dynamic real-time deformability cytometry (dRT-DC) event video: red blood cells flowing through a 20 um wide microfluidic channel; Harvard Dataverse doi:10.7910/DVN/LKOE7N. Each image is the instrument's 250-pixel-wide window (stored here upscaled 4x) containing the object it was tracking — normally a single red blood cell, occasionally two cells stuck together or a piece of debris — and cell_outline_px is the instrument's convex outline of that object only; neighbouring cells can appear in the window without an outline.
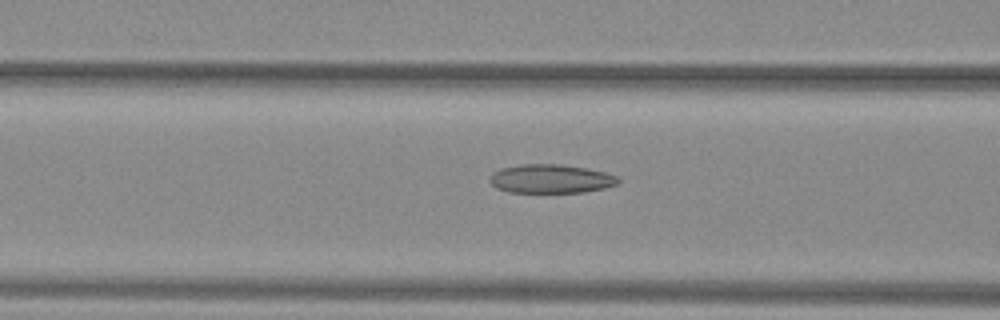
{"species": "common noctule bat (a hibernating species)", "species_latin": "Nyctalus noctula", "temperature_condition": "warm", "stored_images_in_passage": 38, "camera_frame_rate_fps": 3000, "um_per_image_px": 0.085, "animal": {"sex": "female", "body_mass_g": 29.2, "forearm_length_mm": 56.3}, "frame": {"image": 1, "passage_image": 17, "time_ms": 5.333, "image_size_px": [1000, 320], "cell_outline_px": [[620, 180], [616, 184], [604, 188], [584, 192], [508, 192], [496, 188], [488, 180], [492, 172], [500, 168], [520, 164], [560, 164], [584, 168], [604, 172], [616, 176]], "centroid_in_image_um": [46.76, 15.19], "position_along_channel_um": 119.8, "area_um2": 21.5}}
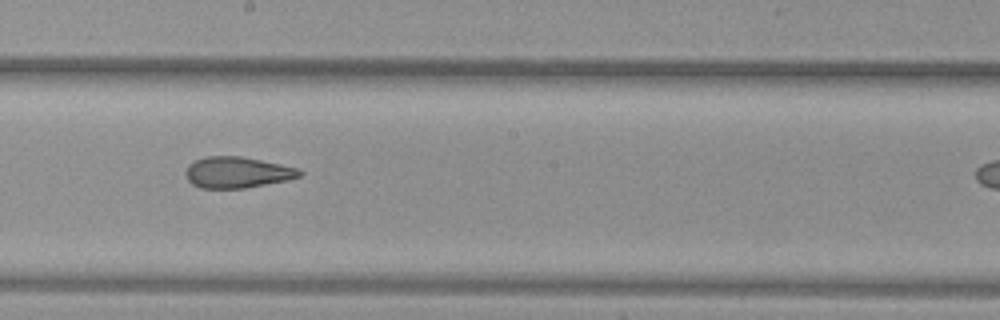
{"frame": {"image": 2, "passage_image": 25, "time_ms": 8.0, "image_size_px": [1000, 320], "cell_outline_px": [[304, 172], [300, 176], [288, 180], [244, 188], [200, 188], [192, 184], [188, 180], [184, 172], [188, 164], [204, 156], [240, 156], [300, 168]], "centroid_in_image_um": [20.16, 14.65], "position_along_channel_um": 228.0, "area_um2": 20.75}}
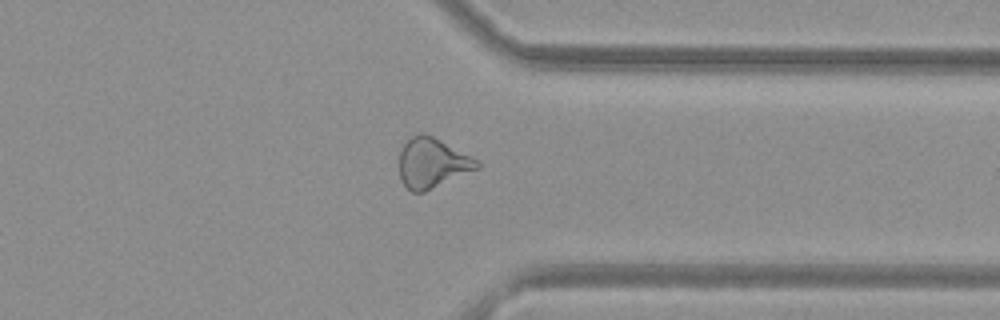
{"frame": {"image": 3, "passage_image": 36, "time_ms": 11.667, "image_size_px": [1000, 320], "cell_outline_px": [[480, 168], [424, 192], [412, 192], [400, 180], [400, 148], [412, 136], [420, 132], [424, 132], [480, 160]], "centroid_in_image_um": [36.75, 13.85], "position_along_channel_um": 374.6, "area_um2": 22.66}}